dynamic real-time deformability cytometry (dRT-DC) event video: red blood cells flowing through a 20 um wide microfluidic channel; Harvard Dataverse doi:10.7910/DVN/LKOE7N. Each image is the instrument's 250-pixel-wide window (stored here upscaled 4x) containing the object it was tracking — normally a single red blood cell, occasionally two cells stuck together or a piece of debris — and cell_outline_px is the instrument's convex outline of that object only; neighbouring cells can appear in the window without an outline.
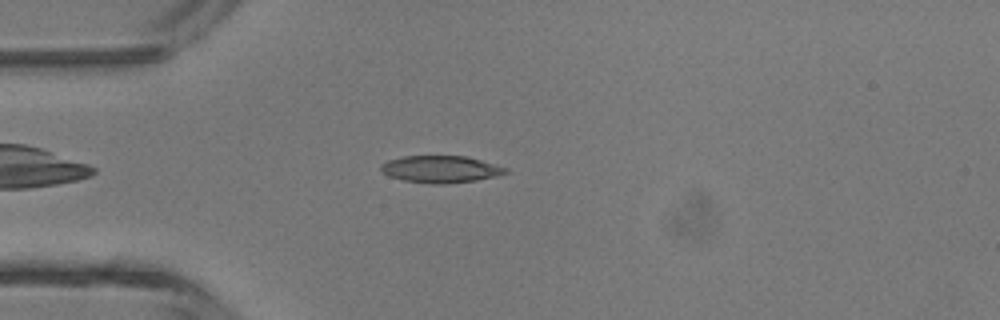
{"species": "common noctule bat (a hibernating species)", "species_latin": "Nyctalus noctula", "temperature_condition": "room temperature", "stored_images_in_passage": 43, "camera_frame_rate_fps": 3000, "um_per_image_px": 0.085, "animal": {"sex": "male", "body_mass_g": 13.3}, "frame": {"image": 1, "passage_image": 9, "time_ms": 2.667, "image_size_px": [1000, 320], "cell_outline_px": [[508, 172], [496, 176], [476, 180], [444, 184], [432, 184], [404, 180], [388, 176], [380, 168], [380, 164], [388, 160], [404, 156], [464, 156], [480, 160], [508, 168]], "centroid_in_image_um": [37.44, 14.38], "position_along_channel_um": 47.6, "area_um2": 19.48}}
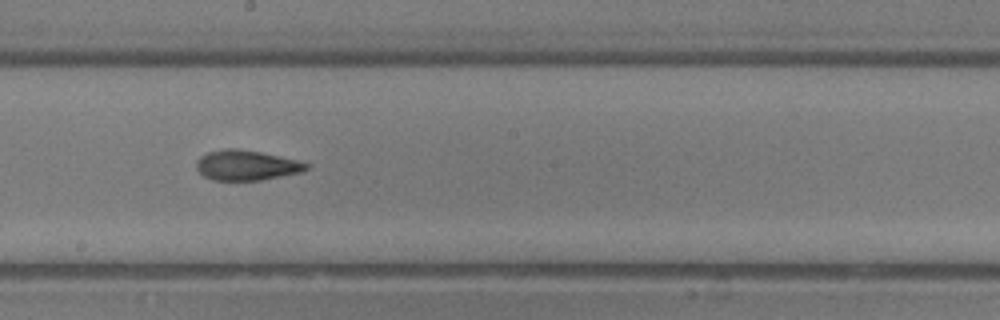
{"frame": {"image": 2, "passage_image": 22, "time_ms": 7.0, "image_size_px": [1000, 320], "cell_outline_px": [[312, 164], [308, 168], [300, 172], [260, 180], [212, 180], [204, 176], [196, 168], [196, 160], [200, 156], [208, 152], [224, 148], [236, 148], [260, 152], [296, 160]], "centroid_in_image_um": [20.91, 14.04], "position_along_channel_um": 227.3, "area_um2": 19.19}}
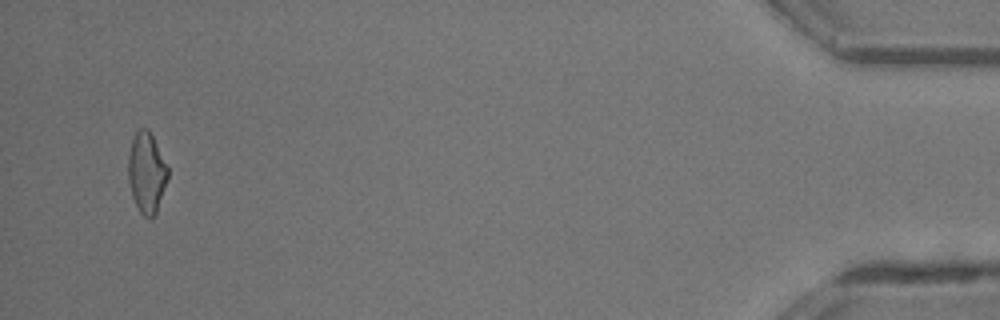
{"frame": {"image": 3, "passage_image": 41, "time_ms": 13.333, "image_size_px": [1000, 320], "cell_outline_px": [[168, 180], [156, 212], [152, 220], [148, 220], [140, 212], [132, 196], [128, 180], [128, 156], [132, 140], [136, 128], [148, 128], [168, 168]], "centroid_in_image_um": [12.45, 14.69], "position_along_channel_um": 422.7, "area_um2": 18.67}, "authors_computed_cell_mechanics": {"area_um2": 19.1318, "velocity_mm_per_s": 4.4583, "shape_relaxation_time_tau1_ms": 4.3287, "shape_relaxation_time_tau2_ms": 1.6169, "deformation_change_tau1": 0.1795, "deformation_change_tau2": 0.0921}}